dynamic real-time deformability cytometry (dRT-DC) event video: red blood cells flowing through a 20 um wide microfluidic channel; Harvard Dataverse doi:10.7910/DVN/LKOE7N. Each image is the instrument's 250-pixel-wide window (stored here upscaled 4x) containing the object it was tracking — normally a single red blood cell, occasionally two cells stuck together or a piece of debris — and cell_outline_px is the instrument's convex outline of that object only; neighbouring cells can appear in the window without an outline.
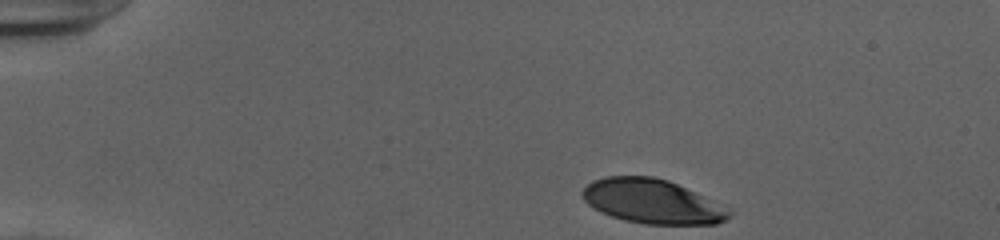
{"species": "human", "species_latin": "Homo sapiens", "temperature_condition": "cold", "stored_images_in_passage": 36, "camera_frame_rate_fps": 3000, "um_per_image_px": 0.085, "donor": {"sex": "female"}, "frame": {"image": 1, "passage_image": 1, "time_ms": 0.0, "image_size_px": [1000, 240], "cell_outline_px": [[732, 216], [716, 224], [644, 224], [624, 220], [600, 212], [592, 208], [584, 200], [580, 192], [592, 180], [604, 176], [652, 176], [668, 180], [704, 196], [732, 212]], "centroid_in_image_um": [55.38, 17.12], "position_along_channel_um": 29.6, "area_um2": 37.74}}
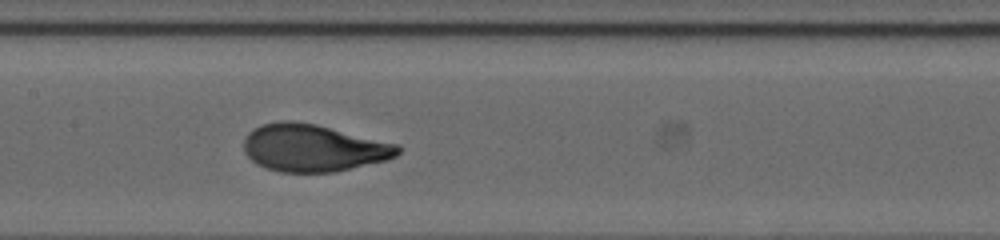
{"frame": {"image": 2, "passage_image": 19, "time_ms": 6.0, "image_size_px": [1000, 240], "cell_outline_px": [[400, 152], [396, 156], [388, 160], [336, 172], [280, 172], [256, 164], [244, 152], [244, 140], [248, 132], [264, 124], [280, 120], [292, 120], [316, 124], [400, 144]], "centroid_in_image_um": [26.67, 12.57], "position_along_channel_um": 180.7, "area_um2": 42.66}}
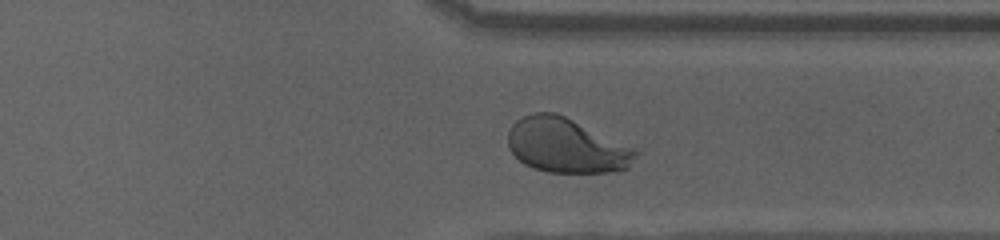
{"frame": {"image": 3, "passage_image": 33, "time_ms": 10.667, "image_size_px": [1000, 240], "cell_outline_px": [[640, 152], [628, 168], [620, 172], [548, 172], [532, 168], [524, 164], [508, 148], [508, 132], [512, 124], [516, 120], [524, 116], [536, 112], [556, 112], [632, 148]], "centroid_in_image_um": [48.11, 12.39], "position_along_channel_um": 363.3, "area_um2": 40.29}, "authors_computed_cell_mechanics": {"area_um2": 41.5582, "velocity_mm_per_s": 3.9166, "shape_relaxation_time_tau1_ms": 3.6765, "shape_relaxation_time_tau2_ms": null, "deformation_change_tau1": 0.2046, "deformation_change_tau2": null}}